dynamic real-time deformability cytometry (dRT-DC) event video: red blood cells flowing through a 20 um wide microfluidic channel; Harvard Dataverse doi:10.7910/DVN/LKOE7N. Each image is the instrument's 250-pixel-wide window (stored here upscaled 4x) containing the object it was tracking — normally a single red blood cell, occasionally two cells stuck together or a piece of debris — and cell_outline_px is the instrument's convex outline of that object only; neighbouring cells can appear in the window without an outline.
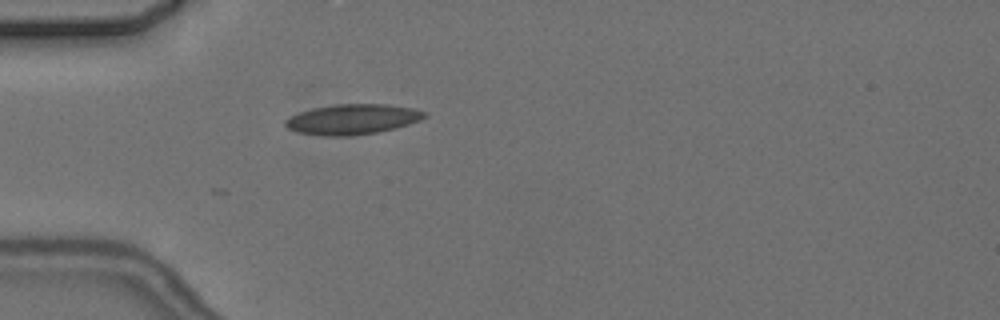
{"species": "common noctule bat (a hibernating species)", "species_latin": "Nyctalus noctula", "temperature_condition": "cold", "stored_images_in_passage": 3, "camera_frame_rate_fps": 3000, "um_per_image_px": 0.085, "animal": {"sex": "female", "body_mass_g": 24.6, "forearm_length_mm": 56.2}, "frame": {"image": 1, "passage_image": 3, "time_ms": 2.333, "image_size_px": [1000, 320], "cell_outline_px": [[428, 116], [420, 120], [396, 128], [376, 132], [352, 136], [324, 136], [296, 132], [288, 128], [284, 124], [284, 120], [300, 112], [312, 108], [336, 104], [388, 104], [412, 108], [428, 112]], "centroid_in_image_um": [29.97, 10.14], "position_along_channel_um": 55.0, "area_um2": 24.62}}